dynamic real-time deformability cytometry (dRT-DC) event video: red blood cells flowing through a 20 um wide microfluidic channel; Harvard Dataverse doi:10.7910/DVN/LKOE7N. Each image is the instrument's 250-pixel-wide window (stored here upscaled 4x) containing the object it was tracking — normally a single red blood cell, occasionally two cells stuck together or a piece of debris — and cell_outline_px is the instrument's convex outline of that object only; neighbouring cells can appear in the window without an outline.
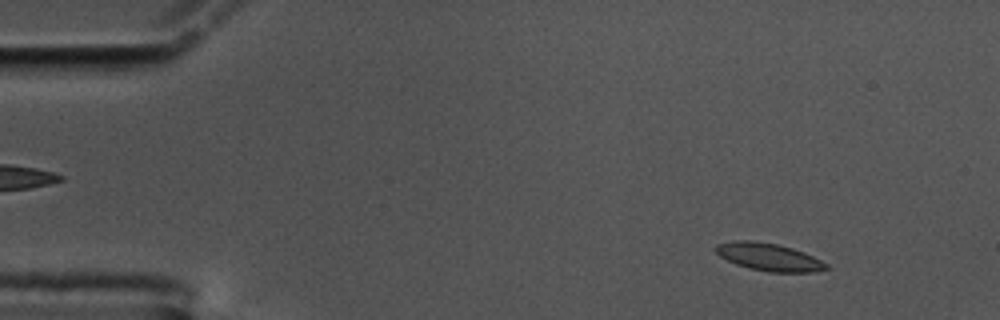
{"species": "common noctule bat (a hibernating species)", "species_latin": "Nyctalus noctula", "temperature_condition": "cold", "stored_images_in_passage": 57, "camera_frame_rate_fps": 3000, "um_per_image_px": 0.085, "animal": {"sex": "male", "body_mass_g": 17.5, "forearm_length_mm": 52.3}, "frame": {"image": 1, "passage_image": 6, "time_ms": 1.667, "image_size_px": [1000, 320], "cell_outline_px": [[828, 268], [812, 272], [768, 272], [748, 268], [736, 264], [720, 256], [716, 252], [716, 244], [732, 240], [752, 240], [776, 244], [792, 248], [804, 252], [828, 264]], "centroid_in_image_um": [65.33, 21.84], "position_along_channel_um": 19.7, "area_um2": 17.69}}
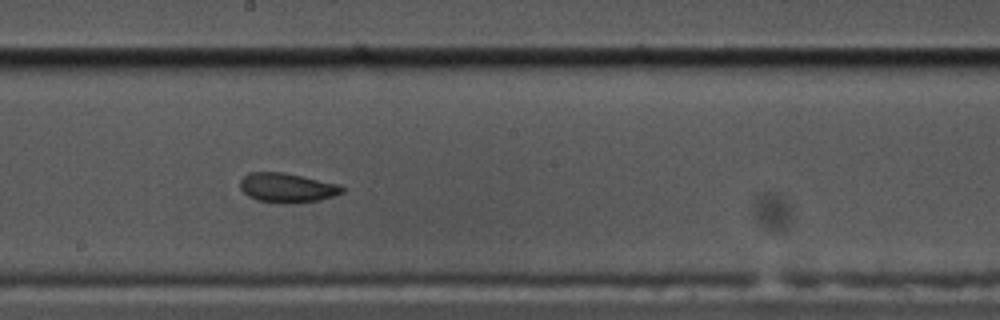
{"frame": {"image": 2, "passage_image": 31, "time_ms": 10.0, "image_size_px": [1000, 320], "cell_outline_px": [[344, 192], [320, 200], [292, 204], [280, 204], [256, 200], [248, 196], [240, 188], [240, 180], [248, 172], [284, 172], [336, 184], [344, 188]], "centroid_in_image_um": [24.35, 15.97], "position_along_channel_um": 223.8, "area_um2": 17.57}}
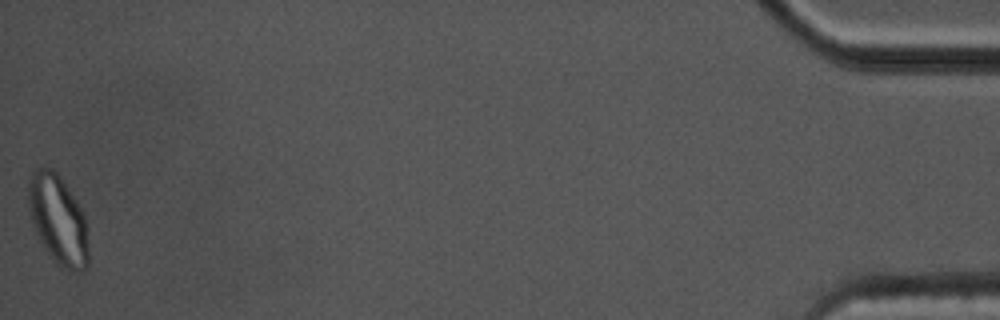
{"frame": {"image": 3, "passage_image": 57, "time_ms": 18.667, "image_size_px": [1000, 320], "cell_outline_px": [[88, 268], [84, 272], [72, 272], [56, 264], [44, 248], [36, 232], [28, 208], [28, 180], [32, 172], [36, 168], [44, 164], [52, 168], [60, 176], [76, 200], [84, 216], [88, 232]], "centroid_in_image_um": [4.94, 18.68], "position_along_channel_um": 430.3, "area_um2": 31.79}, "authors_computed_cell_mechanics": {"area_um2": 17.629, "velocity_mm_per_s": 3.4939, "shape_relaxation_time_tau1_ms": 6.7138, "shape_relaxation_time_tau2_ms": 1.2721, "deformation_change_tau1": 0.1499, "deformation_change_tau2": 0.0688}}